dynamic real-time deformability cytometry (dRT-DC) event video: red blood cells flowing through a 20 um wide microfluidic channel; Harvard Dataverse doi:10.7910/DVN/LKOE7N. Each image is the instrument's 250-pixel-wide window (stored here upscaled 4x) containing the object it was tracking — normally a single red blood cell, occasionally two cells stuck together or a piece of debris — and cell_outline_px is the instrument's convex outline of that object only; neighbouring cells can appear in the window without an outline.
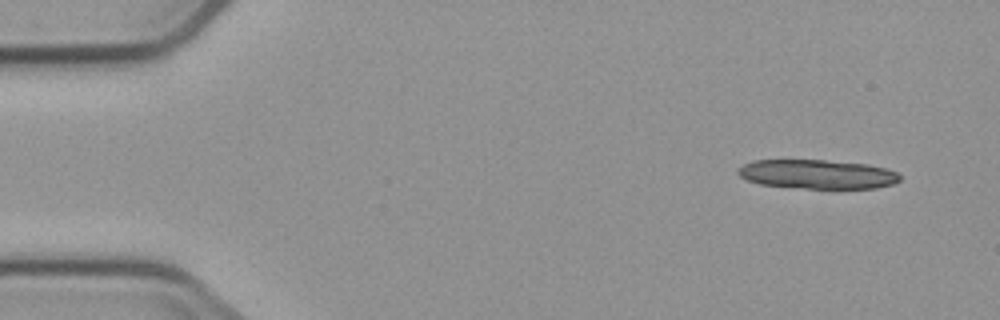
{"species": "common noctule bat (a hibernating species)", "species_latin": "Nyctalus noctula", "temperature_condition": "cold", "stored_images_in_passage": 5, "segment_of_instrument_passage": [1, 2], "camera_frame_rate_fps": 3000, "um_per_image_px": 0.085, "animal": {"sex": "male", "body_mass_g": 23.1, "forearm_length_mm": 52.7}, "frame": {"image": 1, "passage_image": 1, "time_ms": 0.0, "image_size_px": [1000, 320], "cell_outline_px": [[900, 180], [892, 184], [876, 188], [804, 188], [760, 184], [748, 180], [740, 176], [736, 172], [736, 168], [752, 160], [824, 160], [868, 164], [884, 168], [896, 172], [900, 176]], "centroid_in_image_um": [69.44, 14.8], "position_along_channel_um": 15.6, "area_um2": 27.4}}